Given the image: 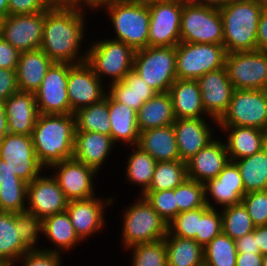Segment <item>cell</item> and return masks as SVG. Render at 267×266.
<instances>
[{
    "label": "cell",
    "mask_w": 267,
    "mask_h": 266,
    "mask_svg": "<svg viewBox=\"0 0 267 266\" xmlns=\"http://www.w3.org/2000/svg\"><path fill=\"white\" fill-rule=\"evenodd\" d=\"M168 266H204V248L194 239L166 234Z\"/></svg>",
    "instance_id": "cell-35"
},
{
    "label": "cell",
    "mask_w": 267,
    "mask_h": 266,
    "mask_svg": "<svg viewBox=\"0 0 267 266\" xmlns=\"http://www.w3.org/2000/svg\"><path fill=\"white\" fill-rule=\"evenodd\" d=\"M267 0L227 3L219 9L223 21V46L227 53L256 51L260 14Z\"/></svg>",
    "instance_id": "cell-3"
},
{
    "label": "cell",
    "mask_w": 267,
    "mask_h": 266,
    "mask_svg": "<svg viewBox=\"0 0 267 266\" xmlns=\"http://www.w3.org/2000/svg\"><path fill=\"white\" fill-rule=\"evenodd\" d=\"M241 203L255 226L267 225V190L248 192Z\"/></svg>",
    "instance_id": "cell-49"
},
{
    "label": "cell",
    "mask_w": 267,
    "mask_h": 266,
    "mask_svg": "<svg viewBox=\"0 0 267 266\" xmlns=\"http://www.w3.org/2000/svg\"><path fill=\"white\" fill-rule=\"evenodd\" d=\"M191 2L218 9L227 4V0H191Z\"/></svg>",
    "instance_id": "cell-61"
},
{
    "label": "cell",
    "mask_w": 267,
    "mask_h": 266,
    "mask_svg": "<svg viewBox=\"0 0 267 266\" xmlns=\"http://www.w3.org/2000/svg\"><path fill=\"white\" fill-rule=\"evenodd\" d=\"M15 227H18L21 241L30 249H41L38 241L42 237V219L27 211L15 213Z\"/></svg>",
    "instance_id": "cell-46"
},
{
    "label": "cell",
    "mask_w": 267,
    "mask_h": 266,
    "mask_svg": "<svg viewBox=\"0 0 267 266\" xmlns=\"http://www.w3.org/2000/svg\"><path fill=\"white\" fill-rule=\"evenodd\" d=\"M51 7H74V0H45Z\"/></svg>",
    "instance_id": "cell-62"
},
{
    "label": "cell",
    "mask_w": 267,
    "mask_h": 266,
    "mask_svg": "<svg viewBox=\"0 0 267 266\" xmlns=\"http://www.w3.org/2000/svg\"><path fill=\"white\" fill-rule=\"evenodd\" d=\"M143 196L156 212L169 224L178 214L174 189L164 191H145Z\"/></svg>",
    "instance_id": "cell-47"
},
{
    "label": "cell",
    "mask_w": 267,
    "mask_h": 266,
    "mask_svg": "<svg viewBox=\"0 0 267 266\" xmlns=\"http://www.w3.org/2000/svg\"><path fill=\"white\" fill-rule=\"evenodd\" d=\"M27 186L25 181L0 182V211L25 212Z\"/></svg>",
    "instance_id": "cell-43"
},
{
    "label": "cell",
    "mask_w": 267,
    "mask_h": 266,
    "mask_svg": "<svg viewBox=\"0 0 267 266\" xmlns=\"http://www.w3.org/2000/svg\"><path fill=\"white\" fill-rule=\"evenodd\" d=\"M9 15L8 0H0V19Z\"/></svg>",
    "instance_id": "cell-63"
},
{
    "label": "cell",
    "mask_w": 267,
    "mask_h": 266,
    "mask_svg": "<svg viewBox=\"0 0 267 266\" xmlns=\"http://www.w3.org/2000/svg\"><path fill=\"white\" fill-rule=\"evenodd\" d=\"M113 28V38L135 51L148 47L150 10L146 3L135 0H115L102 8Z\"/></svg>",
    "instance_id": "cell-4"
},
{
    "label": "cell",
    "mask_w": 267,
    "mask_h": 266,
    "mask_svg": "<svg viewBox=\"0 0 267 266\" xmlns=\"http://www.w3.org/2000/svg\"><path fill=\"white\" fill-rule=\"evenodd\" d=\"M115 0H74V8L88 10L90 13L94 12V14L98 12H102V8L108 4H111Z\"/></svg>",
    "instance_id": "cell-56"
},
{
    "label": "cell",
    "mask_w": 267,
    "mask_h": 266,
    "mask_svg": "<svg viewBox=\"0 0 267 266\" xmlns=\"http://www.w3.org/2000/svg\"><path fill=\"white\" fill-rule=\"evenodd\" d=\"M0 266H13V265L7 261L0 260Z\"/></svg>",
    "instance_id": "cell-66"
},
{
    "label": "cell",
    "mask_w": 267,
    "mask_h": 266,
    "mask_svg": "<svg viewBox=\"0 0 267 266\" xmlns=\"http://www.w3.org/2000/svg\"><path fill=\"white\" fill-rule=\"evenodd\" d=\"M87 12L74 7H54L45 11L40 49L53 62L75 65L86 61L88 47H82L88 32L87 16L91 15Z\"/></svg>",
    "instance_id": "cell-1"
},
{
    "label": "cell",
    "mask_w": 267,
    "mask_h": 266,
    "mask_svg": "<svg viewBox=\"0 0 267 266\" xmlns=\"http://www.w3.org/2000/svg\"><path fill=\"white\" fill-rule=\"evenodd\" d=\"M42 236L46 238L45 240H47V243H52V247L49 248L48 246L44 248L42 246L41 249L57 252L63 256L64 253H70V251L74 250L82 243L75 233L67 211L44 218L42 220Z\"/></svg>",
    "instance_id": "cell-28"
},
{
    "label": "cell",
    "mask_w": 267,
    "mask_h": 266,
    "mask_svg": "<svg viewBox=\"0 0 267 266\" xmlns=\"http://www.w3.org/2000/svg\"><path fill=\"white\" fill-rule=\"evenodd\" d=\"M117 146L111 136L88 131L75 132L73 158L100 173Z\"/></svg>",
    "instance_id": "cell-24"
},
{
    "label": "cell",
    "mask_w": 267,
    "mask_h": 266,
    "mask_svg": "<svg viewBox=\"0 0 267 266\" xmlns=\"http://www.w3.org/2000/svg\"><path fill=\"white\" fill-rule=\"evenodd\" d=\"M20 52L0 36V68L16 70Z\"/></svg>",
    "instance_id": "cell-52"
},
{
    "label": "cell",
    "mask_w": 267,
    "mask_h": 266,
    "mask_svg": "<svg viewBox=\"0 0 267 266\" xmlns=\"http://www.w3.org/2000/svg\"><path fill=\"white\" fill-rule=\"evenodd\" d=\"M8 133V119L5 114L4 101L0 100V143Z\"/></svg>",
    "instance_id": "cell-60"
},
{
    "label": "cell",
    "mask_w": 267,
    "mask_h": 266,
    "mask_svg": "<svg viewBox=\"0 0 267 266\" xmlns=\"http://www.w3.org/2000/svg\"><path fill=\"white\" fill-rule=\"evenodd\" d=\"M225 68L234 89L267 90V52L227 53Z\"/></svg>",
    "instance_id": "cell-11"
},
{
    "label": "cell",
    "mask_w": 267,
    "mask_h": 266,
    "mask_svg": "<svg viewBox=\"0 0 267 266\" xmlns=\"http://www.w3.org/2000/svg\"><path fill=\"white\" fill-rule=\"evenodd\" d=\"M220 137L217 135L212 142L186 161L187 178L205 184L222 171L230 159Z\"/></svg>",
    "instance_id": "cell-23"
},
{
    "label": "cell",
    "mask_w": 267,
    "mask_h": 266,
    "mask_svg": "<svg viewBox=\"0 0 267 266\" xmlns=\"http://www.w3.org/2000/svg\"><path fill=\"white\" fill-rule=\"evenodd\" d=\"M52 63L40 48L21 52L16 68L19 91L35 93Z\"/></svg>",
    "instance_id": "cell-30"
},
{
    "label": "cell",
    "mask_w": 267,
    "mask_h": 266,
    "mask_svg": "<svg viewBox=\"0 0 267 266\" xmlns=\"http://www.w3.org/2000/svg\"><path fill=\"white\" fill-rule=\"evenodd\" d=\"M261 253H237L236 266H262Z\"/></svg>",
    "instance_id": "cell-57"
},
{
    "label": "cell",
    "mask_w": 267,
    "mask_h": 266,
    "mask_svg": "<svg viewBox=\"0 0 267 266\" xmlns=\"http://www.w3.org/2000/svg\"><path fill=\"white\" fill-rule=\"evenodd\" d=\"M223 44L180 42L176 46L178 79L197 80L204 74L225 67Z\"/></svg>",
    "instance_id": "cell-9"
},
{
    "label": "cell",
    "mask_w": 267,
    "mask_h": 266,
    "mask_svg": "<svg viewBox=\"0 0 267 266\" xmlns=\"http://www.w3.org/2000/svg\"><path fill=\"white\" fill-rule=\"evenodd\" d=\"M108 94L115 101L138 112L140 107L157 92L131 70L122 81L108 85Z\"/></svg>",
    "instance_id": "cell-32"
},
{
    "label": "cell",
    "mask_w": 267,
    "mask_h": 266,
    "mask_svg": "<svg viewBox=\"0 0 267 266\" xmlns=\"http://www.w3.org/2000/svg\"><path fill=\"white\" fill-rule=\"evenodd\" d=\"M131 253V266H168L164 239L132 246L125 250Z\"/></svg>",
    "instance_id": "cell-42"
},
{
    "label": "cell",
    "mask_w": 267,
    "mask_h": 266,
    "mask_svg": "<svg viewBox=\"0 0 267 266\" xmlns=\"http://www.w3.org/2000/svg\"><path fill=\"white\" fill-rule=\"evenodd\" d=\"M205 203L209 208L222 209L242 202L245 189L234 161H229L216 178L204 184ZM219 207V208H218Z\"/></svg>",
    "instance_id": "cell-21"
},
{
    "label": "cell",
    "mask_w": 267,
    "mask_h": 266,
    "mask_svg": "<svg viewBox=\"0 0 267 266\" xmlns=\"http://www.w3.org/2000/svg\"><path fill=\"white\" fill-rule=\"evenodd\" d=\"M0 159L28 184L46 170L37 158L32 137L24 134L7 133L4 136L0 143Z\"/></svg>",
    "instance_id": "cell-12"
},
{
    "label": "cell",
    "mask_w": 267,
    "mask_h": 266,
    "mask_svg": "<svg viewBox=\"0 0 267 266\" xmlns=\"http://www.w3.org/2000/svg\"><path fill=\"white\" fill-rule=\"evenodd\" d=\"M75 131L74 114H39L31 137L46 171L55 163L73 158Z\"/></svg>",
    "instance_id": "cell-2"
},
{
    "label": "cell",
    "mask_w": 267,
    "mask_h": 266,
    "mask_svg": "<svg viewBox=\"0 0 267 266\" xmlns=\"http://www.w3.org/2000/svg\"><path fill=\"white\" fill-rule=\"evenodd\" d=\"M47 173L43 172L27 186L26 211L42 220L66 211L68 204L57 180Z\"/></svg>",
    "instance_id": "cell-18"
},
{
    "label": "cell",
    "mask_w": 267,
    "mask_h": 266,
    "mask_svg": "<svg viewBox=\"0 0 267 266\" xmlns=\"http://www.w3.org/2000/svg\"><path fill=\"white\" fill-rule=\"evenodd\" d=\"M129 149H131L130 153L125 155L128 157L124 162L126 164L124 180L126 184L129 182L130 186L132 184L140 187L137 192L142 195L151 184L157 161L137 145L128 146L126 150Z\"/></svg>",
    "instance_id": "cell-34"
},
{
    "label": "cell",
    "mask_w": 267,
    "mask_h": 266,
    "mask_svg": "<svg viewBox=\"0 0 267 266\" xmlns=\"http://www.w3.org/2000/svg\"><path fill=\"white\" fill-rule=\"evenodd\" d=\"M176 119L210 118L203 107L197 80L176 79L168 91Z\"/></svg>",
    "instance_id": "cell-27"
},
{
    "label": "cell",
    "mask_w": 267,
    "mask_h": 266,
    "mask_svg": "<svg viewBox=\"0 0 267 266\" xmlns=\"http://www.w3.org/2000/svg\"><path fill=\"white\" fill-rule=\"evenodd\" d=\"M64 256L43 249L28 250L14 266H63Z\"/></svg>",
    "instance_id": "cell-50"
},
{
    "label": "cell",
    "mask_w": 267,
    "mask_h": 266,
    "mask_svg": "<svg viewBox=\"0 0 267 266\" xmlns=\"http://www.w3.org/2000/svg\"><path fill=\"white\" fill-rule=\"evenodd\" d=\"M135 1H140L142 3L150 4L153 2H162V1H171V0H135Z\"/></svg>",
    "instance_id": "cell-64"
},
{
    "label": "cell",
    "mask_w": 267,
    "mask_h": 266,
    "mask_svg": "<svg viewBox=\"0 0 267 266\" xmlns=\"http://www.w3.org/2000/svg\"><path fill=\"white\" fill-rule=\"evenodd\" d=\"M183 4V0L148 4L150 10L148 46L176 47L181 42L180 21Z\"/></svg>",
    "instance_id": "cell-13"
},
{
    "label": "cell",
    "mask_w": 267,
    "mask_h": 266,
    "mask_svg": "<svg viewBox=\"0 0 267 266\" xmlns=\"http://www.w3.org/2000/svg\"><path fill=\"white\" fill-rule=\"evenodd\" d=\"M257 50L267 52V5L262 10L258 21Z\"/></svg>",
    "instance_id": "cell-54"
},
{
    "label": "cell",
    "mask_w": 267,
    "mask_h": 266,
    "mask_svg": "<svg viewBox=\"0 0 267 266\" xmlns=\"http://www.w3.org/2000/svg\"><path fill=\"white\" fill-rule=\"evenodd\" d=\"M221 214L223 233L232 240L254 231L255 225L242 203L222 208Z\"/></svg>",
    "instance_id": "cell-41"
},
{
    "label": "cell",
    "mask_w": 267,
    "mask_h": 266,
    "mask_svg": "<svg viewBox=\"0 0 267 266\" xmlns=\"http://www.w3.org/2000/svg\"><path fill=\"white\" fill-rule=\"evenodd\" d=\"M100 39H93L86 45L88 48L85 62L108 86L122 81L132 70L135 50L122 41L112 39L111 36Z\"/></svg>",
    "instance_id": "cell-6"
},
{
    "label": "cell",
    "mask_w": 267,
    "mask_h": 266,
    "mask_svg": "<svg viewBox=\"0 0 267 266\" xmlns=\"http://www.w3.org/2000/svg\"><path fill=\"white\" fill-rule=\"evenodd\" d=\"M116 197H98L97 195L85 200L68 201L66 211L70 216L75 233L82 242H86L89 237H94L104 230L106 215L113 205ZM108 208V211H106ZM98 233V234H97Z\"/></svg>",
    "instance_id": "cell-15"
},
{
    "label": "cell",
    "mask_w": 267,
    "mask_h": 266,
    "mask_svg": "<svg viewBox=\"0 0 267 266\" xmlns=\"http://www.w3.org/2000/svg\"><path fill=\"white\" fill-rule=\"evenodd\" d=\"M250 0H227V3H245Z\"/></svg>",
    "instance_id": "cell-65"
},
{
    "label": "cell",
    "mask_w": 267,
    "mask_h": 266,
    "mask_svg": "<svg viewBox=\"0 0 267 266\" xmlns=\"http://www.w3.org/2000/svg\"><path fill=\"white\" fill-rule=\"evenodd\" d=\"M262 255H267V225L255 226L252 232Z\"/></svg>",
    "instance_id": "cell-58"
},
{
    "label": "cell",
    "mask_w": 267,
    "mask_h": 266,
    "mask_svg": "<svg viewBox=\"0 0 267 266\" xmlns=\"http://www.w3.org/2000/svg\"><path fill=\"white\" fill-rule=\"evenodd\" d=\"M67 92L74 114L80 108L101 102L108 93V86L83 62L69 69Z\"/></svg>",
    "instance_id": "cell-19"
},
{
    "label": "cell",
    "mask_w": 267,
    "mask_h": 266,
    "mask_svg": "<svg viewBox=\"0 0 267 266\" xmlns=\"http://www.w3.org/2000/svg\"><path fill=\"white\" fill-rule=\"evenodd\" d=\"M237 253H260L253 233L235 240Z\"/></svg>",
    "instance_id": "cell-55"
},
{
    "label": "cell",
    "mask_w": 267,
    "mask_h": 266,
    "mask_svg": "<svg viewBox=\"0 0 267 266\" xmlns=\"http://www.w3.org/2000/svg\"><path fill=\"white\" fill-rule=\"evenodd\" d=\"M234 162L239 168L245 193L267 190V146L252 156Z\"/></svg>",
    "instance_id": "cell-37"
},
{
    "label": "cell",
    "mask_w": 267,
    "mask_h": 266,
    "mask_svg": "<svg viewBox=\"0 0 267 266\" xmlns=\"http://www.w3.org/2000/svg\"><path fill=\"white\" fill-rule=\"evenodd\" d=\"M132 70L157 93H167L177 79L176 47H151L136 50Z\"/></svg>",
    "instance_id": "cell-7"
},
{
    "label": "cell",
    "mask_w": 267,
    "mask_h": 266,
    "mask_svg": "<svg viewBox=\"0 0 267 266\" xmlns=\"http://www.w3.org/2000/svg\"><path fill=\"white\" fill-rule=\"evenodd\" d=\"M235 240L223 232L204 247V266H236Z\"/></svg>",
    "instance_id": "cell-40"
},
{
    "label": "cell",
    "mask_w": 267,
    "mask_h": 266,
    "mask_svg": "<svg viewBox=\"0 0 267 266\" xmlns=\"http://www.w3.org/2000/svg\"><path fill=\"white\" fill-rule=\"evenodd\" d=\"M243 126L267 131V90L235 89L218 127Z\"/></svg>",
    "instance_id": "cell-10"
},
{
    "label": "cell",
    "mask_w": 267,
    "mask_h": 266,
    "mask_svg": "<svg viewBox=\"0 0 267 266\" xmlns=\"http://www.w3.org/2000/svg\"><path fill=\"white\" fill-rule=\"evenodd\" d=\"M45 11L33 14L8 15L1 19L0 36L20 53L40 48Z\"/></svg>",
    "instance_id": "cell-17"
},
{
    "label": "cell",
    "mask_w": 267,
    "mask_h": 266,
    "mask_svg": "<svg viewBox=\"0 0 267 266\" xmlns=\"http://www.w3.org/2000/svg\"><path fill=\"white\" fill-rule=\"evenodd\" d=\"M137 146L157 162L180 160L173 124L140 132Z\"/></svg>",
    "instance_id": "cell-31"
},
{
    "label": "cell",
    "mask_w": 267,
    "mask_h": 266,
    "mask_svg": "<svg viewBox=\"0 0 267 266\" xmlns=\"http://www.w3.org/2000/svg\"><path fill=\"white\" fill-rule=\"evenodd\" d=\"M206 114L219 121L229 107L234 92L225 67L208 72L197 79Z\"/></svg>",
    "instance_id": "cell-22"
},
{
    "label": "cell",
    "mask_w": 267,
    "mask_h": 266,
    "mask_svg": "<svg viewBox=\"0 0 267 266\" xmlns=\"http://www.w3.org/2000/svg\"><path fill=\"white\" fill-rule=\"evenodd\" d=\"M222 232L221 210L210 208L201 219H199V233H196L194 240L204 248L213 238L220 235Z\"/></svg>",
    "instance_id": "cell-48"
},
{
    "label": "cell",
    "mask_w": 267,
    "mask_h": 266,
    "mask_svg": "<svg viewBox=\"0 0 267 266\" xmlns=\"http://www.w3.org/2000/svg\"><path fill=\"white\" fill-rule=\"evenodd\" d=\"M122 209L121 240L124 251L132 246L151 243L165 238L168 224L156 210L141 196Z\"/></svg>",
    "instance_id": "cell-5"
},
{
    "label": "cell",
    "mask_w": 267,
    "mask_h": 266,
    "mask_svg": "<svg viewBox=\"0 0 267 266\" xmlns=\"http://www.w3.org/2000/svg\"><path fill=\"white\" fill-rule=\"evenodd\" d=\"M172 99L170 94L157 93L148 99L137 112L139 132L165 127L175 122Z\"/></svg>",
    "instance_id": "cell-33"
},
{
    "label": "cell",
    "mask_w": 267,
    "mask_h": 266,
    "mask_svg": "<svg viewBox=\"0 0 267 266\" xmlns=\"http://www.w3.org/2000/svg\"><path fill=\"white\" fill-rule=\"evenodd\" d=\"M105 99L108 101L111 138L114 144L117 143L122 147L137 145L140 135L137 125V111L115 101L108 93Z\"/></svg>",
    "instance_id": "cell-29"
},
{
    "label": "cell",
    "mask_w": 267,
    "mask_h": 266,
    "mask_svg": "<svg viewBox=\"0 0 267 266\" xmlns=\"http://www.w3.org/2000/svg\"><path fill=\"white\" fill-rule=\"evenodd\" d=\"M28 250L21 241L18 227H15V213L0 211V260L14 266Z\"/></svg>",
    "instance_id": "cell-36"
},
{
    "label": "cell",
    "mask_w": 267,
    "mask_h": 266,
    "mask_svg": "<svg viewBox=\"0 0 267 266\" xmlns=\"http://www.w3.org/2000/svg\"><path fill=\"white\" fill-rule=\"evenodd\" d=\"M69 63L53 62L34 93L39 114H72L67 92Z\"/></svg>",
    "instance_id": "cell-16"
},
{
    "label": "cell",
    "mask_w": 267,
    "mask_h": 266,
    "mask_svg": "<svg viewBox=\"0 0 267 266\" xmlns=\"http://www.w3.org/2000/svg\"><path fill=\"white\" fill-rule=\"evenodd\" d=\"M217 129L220 131L218 133L222 132L220 136H222L231 161L252 156L267 146V131L243 126L218 127Z\"/></svg>",
    "instance_id": "cell-25"
},
{
    "label": "cell",
    "mask_w": 267,
    "mask_h": 266,
    "mask_svg": "<svg viewBox=\"0 0 267 266\" xmlns=\"http://www.w3.org/2000/svg\"><path fill=\"white\" fill-rule=\"evenodd\" d=\"M23 181L16 176L7 166L6 162L0 159V182Z\"/></svg>",
    "instance_id": "cell-59"
},
{
    "label": "cell",
    "mask_w": 267,
    "mask_h": 266,
    "mask_svg": "<svg viewBox=\"0 0 267 266\" xmlns=\"http://www.w3.org/2000/svg\"><path fill=\"white\" fill-rule=\"evenodd\" d=\"M187 178L186 162L182 160L157 162L153 179L146 191L171 190Z\"/></svg>",
    "instance_id": "cell-39"
},
{
    "label": "cell",
    "mask_w": 267,
    "mask_h": 266,
    "mask_svg": "<svg viewBox=\"0 0 267 266\" xmlns=\"http://www.w3.org/2000/svg\"><path fill=\"white\" fill-rule=\"evenodd\" d=\"M8 133L31 136L39 116L35 94L18 91L4 101Z\"/></svg>",
    "instance_id": "cell-26"
},
{
    "label": "cell",
    "mask_w": 267,
    "mask_h": 266,
    "mask_svg": "<svg viewBox=\"0 0 267 266\" xmlns=\"http://www.w3.org/2000/svg\"><path fill=\"white\" fill-rule=\"evenodd\" d=\"M74 117L75 132L88 131L111 136L108 101L105 98L101 102L80 108L74 113Z\"/></svg>",
    "instance_id": "cell-38"
},
{
    "label": "cell",
    "mask_w": 267,
    "mask_h": 266,
    "mask_svg": "<svg viewBox=\"0 0 267 266\" xmlns=\"http://www.w3.org/2000/svg\"><path fill=\"white\" fill-rule=\"evenodd\" d=\"M180 40L187 43L223 44V21L219 9L184 1Z\"/></svg>",
    "instance_id": "cell-8"
},
{
    "label": "cell",
    "mask_w": 267,
    "mask_h": 266,
    "mask_svg": "<svg viewBox=\"0 0 267 266\" xmlns=\"http://www.w3.org/2000/svg\"><path fill=\"white\" fill-rule=\"evenodd\" d=\"M9 15L33 14L51 7L45 0H8Z\"/></svg>",
    "instance_id": "cell-51"
},
{
    "label": "cell",
    "mask_w": 267,
    "mask_h": 266,
    "mask_svg": "<svg viewBox=\"0 0 267 266\" xmlns=\"http://www.w3.org/2000/svg\"><path fill=\"white\" fill-rule=\"evenodd\" d=\"M206 205L193 210L180 212L168 224V233L181 238L194 239L199 233V219L209 210Z\"/></svg>",
    "instance_id": "cell-45"
},
{
    "label": "cell",
    "mask_w": 267,
    "mask_h": 266,
    "mask_svg": "<svg viewBox=\"0 0 267 266\" xmlns=\"http://www.w3.org/2000/svg\"><path fill=\"white\" fill-rule=\"evenodd\" d=\"M178 213L205 207L204 184L186 178L179 186L174 188Z\"/></svg>",
    "instance_id": "cell-44"
},
{
    "label": "cell",
    "mask_w": 267,
    "mask_h": 266,
    "mask_svg": "<svg viewBox=\"0 0 267 266\" xmlns=\"http://www.w3.org/2000/svg\"><path fill=\"white\" fill-rule=\"evenodd\" d=\"M18 91L16 70L0 68V100L5 101Z\"/></svg>",
    "instance_id": "cell-53"
},
{
    "label": "cell",
    "mask_w": 267,
    "mask_h": 266,
    "mask_svg": "<svg viewBox=\"0 0 267 266\" xmlns=\"http://www.w3.org/2000/svg\"><path fill=\"white\" fill-rule=\"evenodd\" d=\"M48 169H53L49 172L68 201L85 200L97 195L95 182L99 173L94 168L72 158L55 163Z\"/></svg>",
    "instance_id": "cell-14"
},
{
    "label": "cell",
    "mask_w": 267,
    "mask_h": 266,
    "mask_svg": "<svg viewBox=\"0 0 267 266\" xmlns=\"http://www.w3.org/2000/svg\"><path fill=\"white\" fill-rule=\"evenodd\" d=\"M262 266H267V255H264Z\"/></svg>",
    "instance_id": "cell-67"
},
{
    "label": "cell",
    "mask_w": 267,
    "mask_h": 266,
    "mask_svg": "<svg viewBox=\"0 0 267 266\" xmlns=\"http://www.w3.org/2000/svg\"><path fill=\"white\" fill-rule=\"evenodd\" d=\"M215 127L218 128V121L212 118L176 119L173 123V128L180 160L188 161L193 155L212 142L218 135Z\"/></svg>",
    "instance_id": "cell-20"
}]
</instances>
